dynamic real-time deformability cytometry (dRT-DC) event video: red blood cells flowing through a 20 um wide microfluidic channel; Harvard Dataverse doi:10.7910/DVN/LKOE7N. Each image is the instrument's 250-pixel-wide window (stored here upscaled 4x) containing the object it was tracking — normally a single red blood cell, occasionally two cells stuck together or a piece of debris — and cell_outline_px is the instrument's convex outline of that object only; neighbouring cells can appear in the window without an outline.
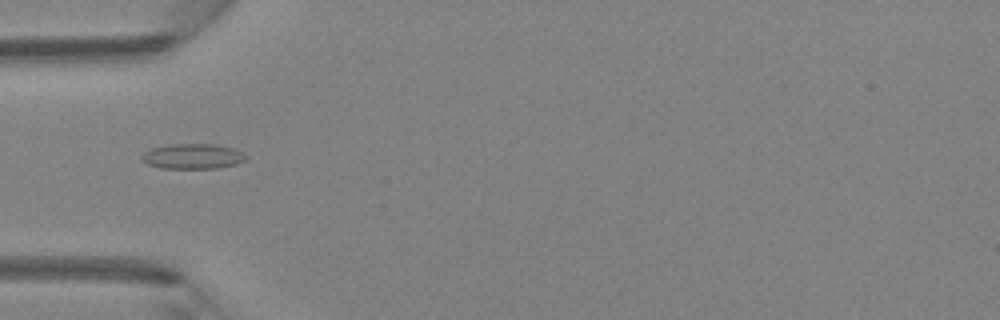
{"species": "Egyptian fruit bat (a non-hibernating species)", "species_latin": "Rousettus aegyptiacus", "temperature_condition": "room temperature", "stored_images_in_passage": 4, "camera_frame_rate_fps": 3000, "um_per_image_px": 0.085, "animal": {"sex": "female"}, "frame": {"image": 1, "passage_image": 3, "time_ms": 2.333, "image_size_px": [1000, 320], "cell_outline_px": [[248, 156], [244, 160], [236, 164], [220, 168], [160, 168], [148, 164], [140, 160], [140, 156], [144, 152], [152, 148], [168, 144], [216, 144], [232, 148]], "centroid_in_image_um": [16.34, 13.29], "position_along_channel_um": 68.7, "area_um2": 15.32}}
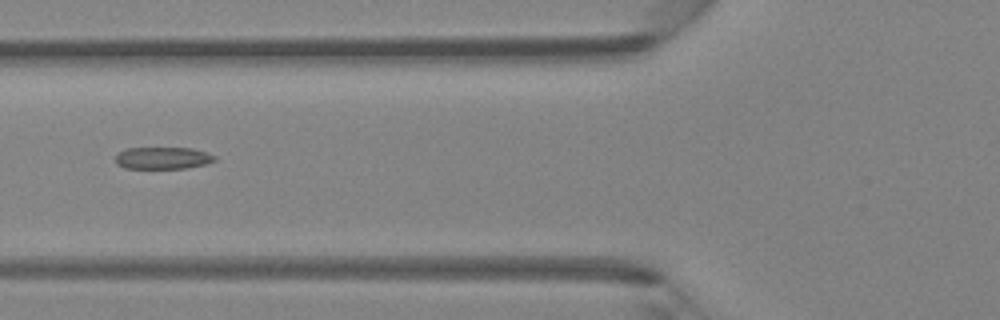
{"frame": {"image": 2, "passage_image": 4, "time_ms": 3.333, "image_size_px": [1000, 320], "cell_outline_px": [[216, 160], [204, 164], [184, 168], [124, 168], [116, 164], [116, 156], [120, 152], [128, 148], [192, 148], [208, 152], [216, 156]], "centroid_in_image_um": [13.85, 13.43], "position_along_channel_um": 111.9, "area_um2": 12.66}}